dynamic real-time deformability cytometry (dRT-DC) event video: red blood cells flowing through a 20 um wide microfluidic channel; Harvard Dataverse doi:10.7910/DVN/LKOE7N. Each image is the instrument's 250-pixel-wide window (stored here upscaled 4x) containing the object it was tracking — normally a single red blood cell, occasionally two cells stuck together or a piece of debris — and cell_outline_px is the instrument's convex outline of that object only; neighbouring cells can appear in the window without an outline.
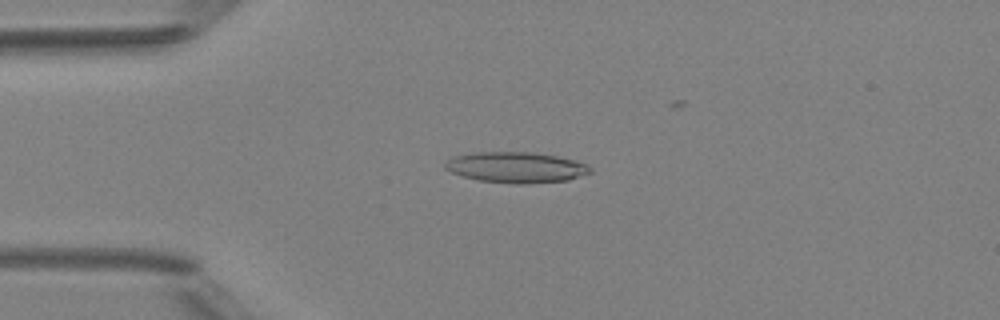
{"species": "Egyptian fruit bat (a non-hibernating species)", "species_latin": "Rousettus aegyptiacus", "temperature_condition": "room temperature", "stored_images_in_passage": 7, "camera_frame_rate_fps": 3000, "um_per_image_px": 0.085, "animal": {"sex": "female"}, "frame": {"image": 1, "passage_image": 4, "time_ms": 3.333, "image_size_px": [1000, 320], "cell_outline_px": [[592, 172], [568, 180], [528, 184], [516, 184], [480, 180], [464, 176], [452, 172], [444, 168], [444, 160], [452, 156], [472, 152], [532, 152], [556, 156], [576, 160], [588, 164], [592, 168]], "centroid_in_image_um": [43.86, 14.22], "position_along_channel_um": 41.1, "area_um2": 26.24}}
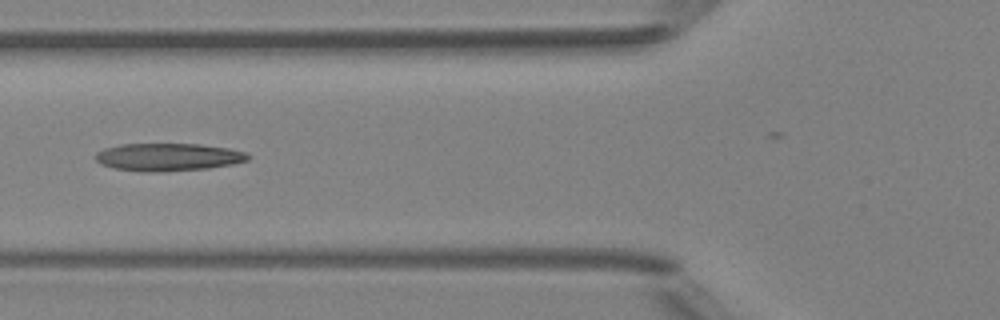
{"frame": {"image": 2, "passage_image": 6, "time_ms": 5.667, "image_size_px": [1000, 320], "cell_outline_px": [[248, 160], [232, 164], [208, 168], [156, 172], [148, 172], [112, 168], [100, 164], [96, 160], [96, 152], [104, 148], [120, 144], [200, 144], [228, 148], [248, 152]], "centroid_in_image_um": [14.27, 13.34], "position_along_channel_um": 111.5, "area_um2": 24.62}}
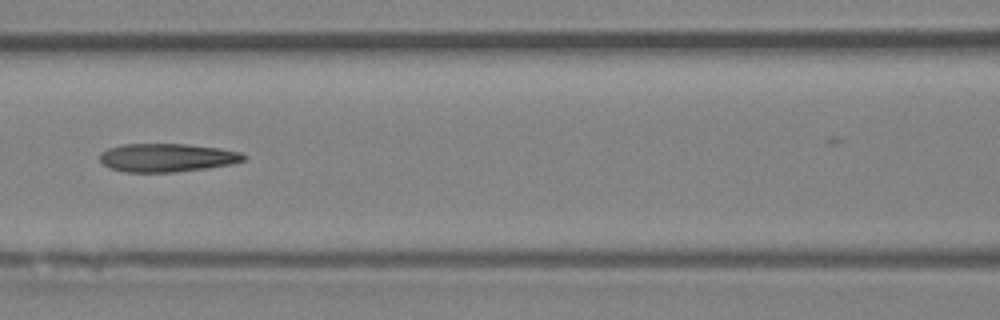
{"frame": {"image": 3, "passage_image": 7, "time_ms": 6.667, "image_size_px": [1000, 320], "cell_outline_px": [[248, 156], [244, 160], [232, 164], [208, 168], [176, 172], [124, 172], [108, 168], [100, 160], [100, 152], [108, 148], [120, 144], [184, 144], [216, 148], [240, 152]], "centroid_in_image_um": [14.16, 13.41], "position_along_channel_um": 152.4, "area_um2": 23.87}}